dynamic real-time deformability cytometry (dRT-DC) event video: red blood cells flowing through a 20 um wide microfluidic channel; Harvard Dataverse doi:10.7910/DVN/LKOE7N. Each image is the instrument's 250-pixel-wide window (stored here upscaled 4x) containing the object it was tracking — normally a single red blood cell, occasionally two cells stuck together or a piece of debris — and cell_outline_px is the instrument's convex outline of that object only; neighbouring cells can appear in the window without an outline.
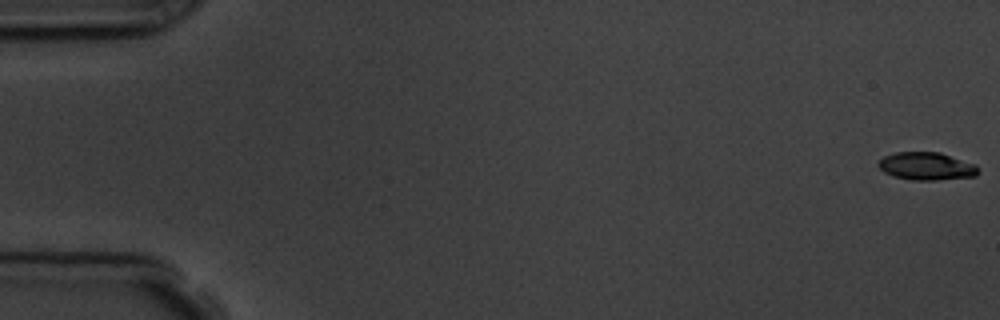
{"species": "common noctule bat (a hibernating species)", "species_latin": "Nyctalus noctula", "temperature_condition": "room temperature", "stored_images_in_passage": 5, "camera_frame_rate_fps": 3000, "um_per_image_px": 0.085, "animal": {"sex": "male", "body_mass_g": 19.5, "forearm_length_mm": 54.6}, "frame": {"image": 1, "passage_image": 1, "time_ms": 0.0, "image_size_px": [1000, 320], "cell_outline_px": [[980, 172], [976, 176], [936, 180], [912, 180], [892, 176], [884, 172], [876, 164], [884, 156], [896, 152], [940, 152], [976, 164]], "centroid_in_image_um": [78.76, 14.13], "position_along_channel_um": 6.2, "area_um2": 16.3}}
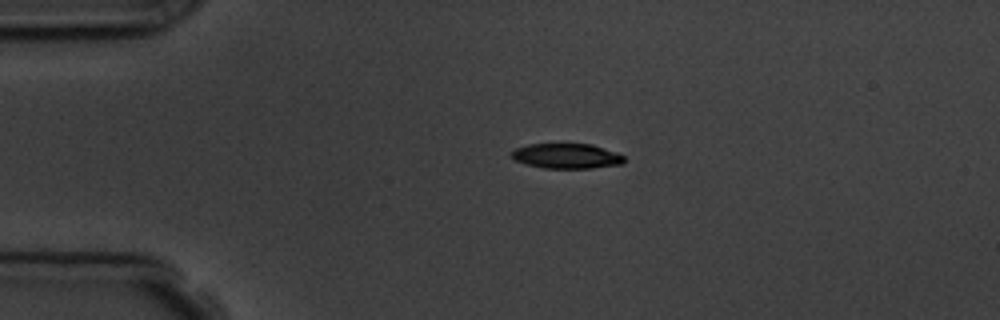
{"frame": {"image": 2, "passage_image": 4, "time_ms": 4.0, "image_size_px": [1000, 320], "cell_outline_px": [[624, 164], [592, 168], [544, 168], [524, 164], [516, 160], [512, 156], [512, 152], [516, 148], [528, 144], [592, 144], [616, 152], [624, 156]], "centroid_in_image_um": [48.19, 13.26], "position_along_channel_um": 36.8, "area_um2": 16.42}}